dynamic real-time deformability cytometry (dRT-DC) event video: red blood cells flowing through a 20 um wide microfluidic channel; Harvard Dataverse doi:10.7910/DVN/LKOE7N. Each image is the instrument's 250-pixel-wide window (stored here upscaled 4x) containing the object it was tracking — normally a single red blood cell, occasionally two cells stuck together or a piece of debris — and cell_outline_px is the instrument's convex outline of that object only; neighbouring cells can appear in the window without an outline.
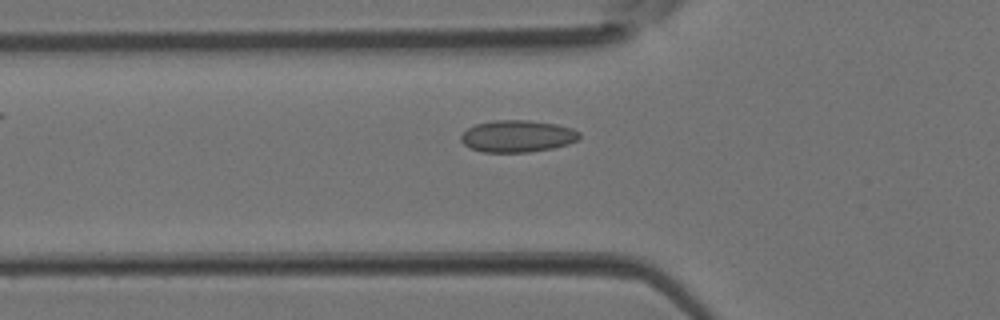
{"species": "Egyptian fruit bat (a non-hibernating species)", "species_latin": "Rousettus aegyptiacus", "temperature_condition": "room temperature", "stored_images_in_passage": 5, "camera_frame_rate_fps": 3000, "um_per_image_px": 0.085, "animal": {"sex": "female"}, "frame": {"image": 1, "passage_image": 5, "time_ms": 1.333, "image_size_px": [1000, 320], "cell_outline_px": [[580, 136], [576, 140], [568, 144], [552, 148], [528, 152], [484, 152], [472, 148], [464, 144], [460, 140], [460, 136], [468, 128], [476, 124], [492, 120], [528, 120], [556, 124], [572, 128], [580, 132]], "centroid_in_image_um": [43.98, 11.57], "position_along_channel_um": 81.8, "area_um2": 21.96}}